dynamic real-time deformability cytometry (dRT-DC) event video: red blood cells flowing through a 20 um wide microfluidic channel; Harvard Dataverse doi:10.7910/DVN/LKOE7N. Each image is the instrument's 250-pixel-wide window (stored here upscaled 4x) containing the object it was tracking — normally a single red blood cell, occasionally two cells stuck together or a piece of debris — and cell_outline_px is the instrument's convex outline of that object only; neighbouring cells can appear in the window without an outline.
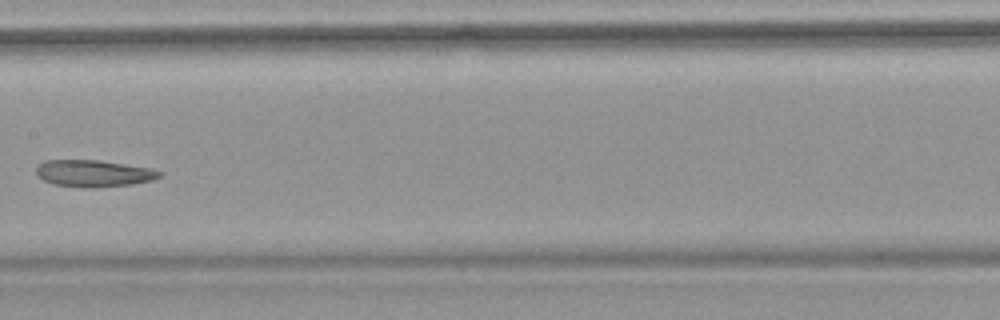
{"species": "common noctule bat (a hibernating species)", "species_latin": "Nyctalus noctula", "temperature_condition": "warm", "stored_images_in_passage": 8, "camera_frame_rate_fps": 3000, "um_per_image_px": 0.085, "animal": {"sex": "female", "body_mass_g": 18.4}, "frame": {"image": 1, "passage_image": 7, "time_ms": 7.0, "image_size_px": [1000, 320], "cell_outline_px": [[164, 172], [160, 176], [152, 180], [132, 184], [96, 188], [84, 188], [52, 184], [36, 176], [36, 168], [44, 160], [100, 160], [152, 168]], "centroid_in_image_um": [7.96, 14.74], "position_along_channel_um": 199.4, "area_um2": 19.54}}